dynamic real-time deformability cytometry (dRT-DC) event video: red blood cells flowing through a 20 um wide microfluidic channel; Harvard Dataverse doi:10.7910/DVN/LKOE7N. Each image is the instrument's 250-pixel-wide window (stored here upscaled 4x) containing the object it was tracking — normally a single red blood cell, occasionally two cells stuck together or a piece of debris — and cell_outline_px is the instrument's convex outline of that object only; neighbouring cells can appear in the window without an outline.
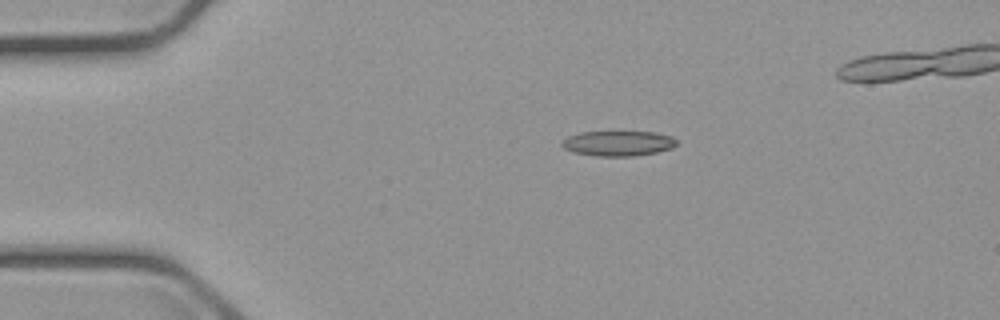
{"species": "common noctule bat (a hibernating species)", "species_latin": "Nyctalus noctula", "temperature_condition": "cold", "stored_images_in_passage": 5, "camera_frame_rate_fps": 3000, "um_per_image_px": 0.085, "animal": {"sex": "male", "body_mass_g": 23.1, "forearm_length_mm": 52.7}, "frame": {"image": 1, "passage_image": 3, "time_ms": 2.333, "image_size_px": [1000, 320], "cell_outline_px": [[676, 144], [672, 148], [656, 152], [632, 156], [596, 156], [576, 152], [564, 148], [560, 144], [568, 136], [580, 132], [656, 132], [672, 136], [676, 140]], "centroid_in_image_um": [52.55, 12.18], "position_along_channel_um": 32.4, "area_um2": 16.65}}